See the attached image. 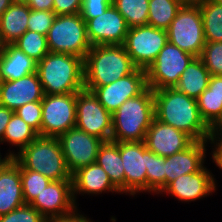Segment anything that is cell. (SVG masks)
<instances>
[{"label":"cell","mask_w":222,"mask_h":222,"mask_svg":"<svg viewBox=\"0 0 222 222\" xmlns=\"http://www.w3.org/2000/svg\"><path fill=\"white\" fill-rule=\"evenodd\" d=\"M155 118L189 135L194 141H210L211 128L201 118L197 101L174 88L153 90Z\"/></svg>","instance_id":"cell-1"},{"label":"cell","mask_w":222,"mask_h":222,"mask_svg":"<svg viewBox=\"0 0 222 222\" xmlns=\"http://www.w3.org/2000/svg\"><path fill=\"white\" fill-rule=\"evenodd\" d=\"M36 72L46 95L84 89V60L78 56L49 52L37 62Z\"/></svg>","instance_id":"cell-2"},{"label":"cell","mask_w":222,"mask_h":222,"mask_svg":"<svg viewBox=\"0 0 222 222\" xmlns=\"http://www.w3.org/2000/svg\"><path fill=\"white\" fill-rule=\"evenodd\" d=\"M155 118L153 90L147 87L138 96L125 101L112 114L113 142L145 141L146 132Z\"/></svg>","instance_id":"cell-3"},{"label":"cell","mask_w":222,"mask_h":222,"mask_svg":"<svg viewBox=\"0 0 222 222\" xmlns=\"http://www.w3.org/2000/svg\"><path fill=\"white\" fill-rule=\"evenodd\" d=\"M136 68L123 45H93L84 59V88L108 85Z\"/></svg>","instance_id":"cell-4"},{"label":"cell","mask_w":222,"mask_h":222,"mask_svg":"<svg viewBox=\"0 0 222 222\" xmlns=\"http://www.w3.org/2000/svg\"><path fill=\"white\" fill-rule=\"evenodd\" d=\"M13 159L20 169L38 172L50 180H72L57 137L39 135Z\"/></svg>","instance_id":"cell-5"},{"label":"cell","mask_w":222,"mask_h":222,"mask_svg":"<svg viewBox=\"0 0 222 222\" xmlns=\"http://www.w3.org/2000/svg\"><path fill=\"white\" fill-rule=\"evenodd\" d=\"M47 45L50 52L71 54L84 60L92 45L81 14L56 16L47 34Z\"/></svg>","instance_id":"cell-6"},{"label":"cell","mask_w":222,"mask_h":222,"mask_svg":"<svg viewBox=\"0 0 222 222\" xmlns=\"http://www.w3.org/2000/svg\"><path fill=\"white\" fill-rule=\"evenodd\" d=\"M168 42L199 57L205 46L201 11L197 3H185L167 29Z\"/></svg>","instance_id":"cell-7"},{"label":"cell","mask_w":222,"mask_h":222,"mask_svg":"<svg viewBox=\"0 0 222 222\" xmlns=\"http://www.w3.org/2000/svg\"><path fill=\"white\" fill-rule=\"evenodd\" d=\"M194 58L192 54L168 42L145 70L147 87L152 90L174 88Z\"/></svg>","instance_id":"cell-8"},{"label":"cell","mask_w":222,"mask_h":222,"mask_svg":"<svg viewBox=\"0 0 222 222\" xmlns=\"http://www.w3.org/2000/svg\"><path fill=\"white\" fill-rule=\"evenodd\" d=\"M167 43V30L147 24L129 28L123 46L133 64L146 70Z\"/></svg>","instance_id":"cell-9"},{"label":"cell","mask_w":222,"mask_h":222,"mask_svg":"<svg viewBox=\"0 0 222 222\" xmlns=\"http://www.w3.org/2000/svg\"><path fill=\"white\" fill-rule=\"evenodd\" d=\"M41 136L58 137L76 126V93L44 94Z\"/></svg>","instance_id":"cell-10"},{"label":"cell","mask_w":222,"mask_h":222,"mask_svg":"<svg viewBox=\"0 0 222 222\" xmlns=\"http://www.w3.org/2000/svg\"><path fill=\"white\" fill-rule=\"evenodd\" d=\"M75 127L104 142L111 141L112 114L85 88L76 93Z\"/></svg>","instance_id":"cell-11"},{"label":"cell","mask_w":222,"mask_h":222,"mask_svg":"<svg viewBox=\"0 0 222 222\" xmlns=\"http://www.w3.org/2000/svg\"><path fill=\"white\" fill-rule=\"evenodd\" d=\"M57 138L64 154L66 166L71 174L81 167L95 163L99 148L104 142L76 127L69 129Z\"/></svg>","instance_id":"cell-12"},{"label":"cell","mask_w":222,"mask_h":222,"mask_svg":"<svg viewBox=\"0 0 222 222\" xmlns=\"http://www.w3.org/2000/svg\"><path fill=\"white\" fill-rule=\"evenodd\" d=\"M146 88V72L136 68L131 74L108 85L85 89L92 91L100 104L113 114L125 101L138 96Z\"/></svg>","instance_id":"cell-13"},{"label":"cell","mask_w":222,"mask_h":222,"mask_svg":"<svg viewBox=\"0 0 222 222\" xmlns=\"http://www.w3.org/2000/svg\"><path fill=\"white\" fill-rule=\"evenodd\" d=\"M119 151L124 167L125 194L146 193L148 148L145 142H119Z\"/></svg>","instance_id":"cell-14"},{"label":"cell","mask_w":222,"mask_h":222,"mask_svg":"<svg viewBox=\"0 0 222 222\" xmlns=\"http://www.w3.org/2000/svg\"><path fill=\"white\" fill-rule=\"evenodd\" d=\"M30 205L46 219L73 213L77 206L73 199L72 180H51Z\"/></svg>","instance_id":"cell-15"},{"label":"cell","mask_w":222,"mask_h":222,"mask_svg":"<svg viewBox=\"0 0 222 222\" xmlns=\"http://www.w3.org/2000/svg\"><path fill=\"white\" fill-rule=\"evenodd\" d=\"M87 37L93 45H123L129 27L126 20L111 4L103 14L86 22Z\"/></svg>","instance_id":"cell-16"},{"label":"cell","mask_w":222,"mask_h":222,"mask_svg":"<svg viewBox=\"0 0 222 222\" xmlns=\"http://www.w3.org/2000/svg\"><path fill=\"white\" fill-rule=\"evenodd\" d=\"M205 166L196 173L179 176L170 182L160 194L175 197L178 201L191 202L203 199L216 191V179Z\"/></svg>","instance_id":"cell-17"},{"label":"cell","mask_w":222,"mask_h":222,"mask_svg":"<svg viewBox=\"0 0 222 222\" xmlns=\"http://www.w3.org/2000/svg\"><path fill=\"white\" fill-rule=\"evenodd\" d=\"M144 142L156 155L168 157L185 150L194 140L183 131L154 118Z\"/></svg>","instance_id":"cell-18"},{"label":"cell","mask_w":222,"mask_h":222,"mask_svg":"<svg viewBox=\"0 0 222 222\" xmlns=\"http://www.w3.org/2000/svg\"><path fill=\"white\" fill-rule=\"evenodd\" d=\"M44 92L37 72L20 79L0 82V105L17 110L19 107L35 101H42Z\"/></svg>","instance_id":"cell-19"},{"label":"cell","mask_w":222,"mask_h":222,"mask_svg":"<svg viewBox=\"0 0 222 222\" xmlns=\"http://www.w3.org/2000/svg\"><path fill=\"white\" fill-rule=\"evenodd\" d=\"M210 141H194L185 150L165 157V187L181 175L196 173L204 167Z\"/></svg>","instance_id":"cell-20"},{"label":"cell","mask_w":222,"mask_h":222,"mask_svg":"<svg viewBox=\"0 0 222 222\" xmlns=\"http://www.w3.org/2000/svg\"><path fill=\"white\" fill-rule=\"evenodd\" d=\"M73 199L77 206V194L90 196L105 192H121L112 184L108 174L96 162L79 168L72 174Z\"/></svg>","instance_id":"cell-21"},{"label":"cell","mask_w":222,"mask_h":222,"mask_svg":"<svg viewBox=\"0 0 222 222\" xmlns=\"http://www.w3.org/2000/svg\"><path fill=\"white\" fill-rule=\"evenodd\" d=\"M24 204L20 166L12 159L0 172V216Z\"/></svg>","instance_id":"cell-22"},{"label":"cell","mask_w":222,"mask_h":222,"mask_svg":"<svg viewBox=\"0 0 222 222\" xmlns=\"http://www.w3.org/2000/svg\"><path fill=\"white\" fill-rule=\"evenodd\" d=\"M36 67L37 62L14 44L3 46L0 55V81L20 79L30 73H35Z\"/></svg>","instance_id":"cell-23"},{"label":"cell","mask_w":222,"mask_h":222,"mask_svg":"<svg viewBox=\"0 0 222 222\" xmlns=\"http://www.w3.org/2000/svg\"><path fill=\"white\" fill-rule=\"evenodd\" d=\"M30 10L25 3H12L0 16V39L3 45L13 44L28 30Z\"/></svg>","instance_id":"cell-24"},{"label":"cell","mask_w":222,"mask_h":222,"mask_svg":"<svg viewBox=\"0 0 222 222\" xmlns=\"http://www.w3.org/2000/svg\"><path fill=\"white\" fill-rule=\"evenodd\" d=\"M196 101L201 118L212 129L222 119V75L211 76Z\"/></svg>","instance_id":"cell-25"},{"label":"cell","mask_w":222,"mask_h":222,"mask_svg":"<svg viewBox=\"0 0 222 222\" xmlns=\"http://www.w3.org/2000/svg\"><path fill=\"white\" fill-rule=\"evenodd\" d=\"M108 174L112 184L125 193V175L123 161L119 151V142L106 141L100 146L96 161Z\"/></svg>","instance_id":"cell-26"},{"label":"cell","mask_w":222,"mask_h":222,"mask_svg":"<svg viewBox=\"0 0 222 222\" xmlns=\"http://www.w3.org/2000/svg\"><path fill=\"white\" fill-rule=\"evenodd\" d=\"M210 73L199 57H195L182 73L175 88L188 97L197 99L208 88Z\"/></svg>","instance_id":"cell-27"},{"label":"cell","mask_w":222,"mask_h":222,"mask_svg":"<svg viewBox=\"0 0 222 222\" xmlns=\"http://www.w3.org/2000/svg\"><path fill=\"white\" fill-rule=\"evenodd\" d=\"M201 11L205 42L222 41V5L213 0L197 3Z\"/></svg>","instance_id":"cell-28"},{"label":"cell","mask_w":222,"mask_h":222,"mask_svg":"<svg viewBox=\"0 0 222 222\" xmlns=\"http://www.w3.org/2000/svg\"><path fill=\"white\" fill-rule=\"evenodd\" d=\"M183 4L181 0H149L147 24L167 30Z\"/></svg>","instance_id":"cell-29"},{"label":"cell","mask_w":222,"mask_h":222,"mask_svg":"<svg viewBox=\"0 0 222 222\" xmlns=\"http://www.w3.org/2000/svg\"><path fill=\"white\" fill-rule=\"evenodd\" d=\"M38 136L39 134L31 126L16 113H13L0 144L9 143L17 147V151L20 152Z\"/></svg>","instance_id":"cell-30"},{"label":"cell","mask_w":222,"mask_h":222,"mask_svg":"<svg viewBox=\"0 0 222 222\" xmlns=\"http://www.w3.org/2000/svg\"><path fill=\"white\" fill-rule=\"evenodd\" d=\"M112 5L124 17L129 28L147 25L149 0H112Z\"/></svg>","instance_id":"cell-31"},{"label":"cell","mask_w":222,"mask_h":222,"mask_svg":"<svg viewBox=\"0 0 222 222\" xmlns=\"http://www.w3.org/2000/svg\"><path fill=\"white\" fill-rule=\"evenodd\" d=\"M13 44L36 62L42 60L50 52L47 36L30 30H27Z\"/></svg>","instance_id":"cell-32"},{"label":"cell","mask_w":222,"mask_h":222,"mask_svg":"<svg viewBox=\"0 0 222 222\" xmlns=\"http://www.w3.org/2000/svg\"><path fill=\"white\" fill-rule=\"evenodd\" d=\"M146 169V192L160 194L165 188V157L156 155L148 149Z\"/></svg>","instance_id":"cell-33"},{"label":"cell","mask_w":222,"mask_h":222,"mask_svg":"<svg viewBox=\"0 0 222 222\" xmlns=\"http://www.w3.org/2000/svg\"><path fill=\"white\" fill-rule=\"evenodd\" d=\"M20 176L25 204H30L51 181L44 175L27 169H20Z\"/></svg>","instance_id":"cell-34"},{"label":"cell","mask_w":222,"mask_h":222,"mask_svg":"<svg viewBox=\"0 0 222 222\" xmlns=\"http://www.w3.org/2000/svg\"><path fill=\"white\" fill-rule=\"evenodd\" d=\"M199 58L211 76L222 75V41L206 42Z\"/></svg>","instance_id":"cell-35"},{"label":"cell","mask_w":222,"mask_h":222,"mask_svg":"<svg viewBox=\"0 0 222 222\" xmlns=\"http://www.w3.org/2000/svg\"><path fill=\"white\" fill-rule=\"evenodd\" d=\"M0 222H46V218L30 204H24L1 215Z\"/></svg>","instance_id":"cell-36"},{"label":"cell","mask_w":222,"mask_h":222,"mask_svg":"<svg viewBox=\"0 0 222 222\" xmlns=\"http://www.w3.org/2000/svg\"><path fill=\"white\" fill-rule=\"evenodd\" d=\"M29 126L41 136L42 103L41 101L29 102L14 111Z\"/></svg>","instance_id":"cell-37"},{"label":"cell","mask_w":222,"mask_h":222,"mask_svg":"<svg viewBox=\"0 0 222 222\" xmlns=\"http://www.w3.org/2000/svg\"><path fill=\"white\" fill-rule=\"evenodd\" d=\"M55 17L54 11L30 10L28 30L47 36Z\"/></svg>","instance_id":"cell-38"},{"label":"cell","mask_w":222,"mask_h":222,"mask_svg":"<svg viewBox=\"0 0 222 222\" xmlns=\"http://www.w3.org/2000/svg\"><path fill=\"white\" fill-rule=\"evenodd\" d=\"M112 4V0H83L81 16L85 22L105 12Z\"/></svg>","instance_id":"cell-39"},{"label":"cell","mask_w":222,"mask_h":222,"mask_svg":"<svg viewBox=\"0 0 222 222\" xmlns=\"http://www.w3.org/2000/svg\"><path fill=\"white\" fill-rule=\"evenodd\" d=\"M83 0H54L53 11L56 16L80 14Z\"/></svg>","instance_id":"cell-40"},{"label":"cell","mask_w":222,"mask_h":222,"mask_svg":"<svg viewBox=\"0 0 222 222\" xmlns=\"http://www.w3.org/2000/svg\"><path fill=\"white\" fill-rule=\"evenodd\" d=\"M210 144L214 146L212 160H222V132H211Z\"/></svg>","instance_id":"cell-41"},{"label":"cell","mask_w":222,"mask_h":222,"mask_svg":"<svg viewBox=\"0 0 222 222\" xmlns=\"http://www.w3.org/2000/svg\"><path fill=\"white\" fill-rule=\"evenodd\" d=\"M46 222H93L91 219L78 213V208L71 214L62 217H53L46 219Z\"/></svg>","instance_id":"cell-42"},{"label":"cell","mask_w":222,"mask_h":222,"mask_svg":"<svg viewBox=\"0 0 222 222\" xmlns=\"http://www.w3.org/2000/svg\"><path fill=\"white\" fill-rule=\"evenodd\" d=\"M14 111L5 106L0 105V143L2 142L6 126L9 123Z\"/></svg>","instance_id":"cell-43"},{"label":"cell","mask_w":222,"mask_h":222,"mask_svg":"<svg viewBox=\"0 0 222 222\" xmlns=\"http://www.w3.org/2000/svg\"><path fill=\"white\" fill-rule=\"evenodd\" d=\"M54 0H28L27 5L31 10L53 11Z\"/></svg>","instance_id":"cell-44"},{"label":"cell","mask_w":222,"mask_h":222,"mask_svg":"<svg viewBox=\"0 0 222 222\" xmlns=\"http://www.w3.org/2000/svg\"><path fill=\"white\" fill-rule=\"evenodd\" d=\"M9 151L3 158L0 153V172L6 167V165L13 159V157L16 155L15 150H7Z\"/></svg>","instance_id":"cell-45"},{"label":"cell","mask_w":222,"mask_h":222,"mask_svg":"<svg viewBox=\"0 0 222 222\" xmlns=\"http://www.w3.org/2000/svg\"><path fill=\"white\" fill-rule=\"evenodd\" d=\"M12 4L11 0H0V16Z\"/></svg>","instance_id":"cell-46"},{"label":"cell","mask_w":222,"mask_h":222,"mask_svg":"<svg viewBox=\"0 0 222 222\" xmlns=\"http://www.w3.org/2000/svg\"><path fill=\"white\" fill-rule=\"evenodd\" d=\"M211 132H222V119L212 128Z\"/></svg>","instance_id":"cell-47"},{"label":"cell","mask_w":222,"mask_h":222,"mask_svg":"<svg viewBox=\"0 0 222 222\" xmlns=\"http://www.w3.org/2000/svg\"><path fill=\"white\" fill-rule=\"evenodd\" d=\"M213 162L216 164V166L222 170V160H213Z\"/></svg>","instance_id":"cell-48"},{"label":"cell","mask_w":222,"mask_h":222,"mask_svg":"<svg viewBox=\"0 0 222 222\" xmlns=\"http://www.w3.org/2000/svg\"><path fill=\"white\" fill-rule=\"evenodd\" d=\"M181 1L185 4V3H198L201 0H181Z\"/></svg>","instance_id":"cell-49"},{"label":"cell","mask_w":222,"mask_h":222,"mask_svg":"<svg viewBox=\"0 0 222 222\" xmlns=\"http://www.w3.org/2000/svg\"><path fill=\"white\" fill-rule=\"evenodd\" d=\"M11 1H12V3H25V4H27L28 0H11Z\"/></svg>","instance_id":"cell-50"},{"label":"cell","mask_w":222,"mask_h":222,"mask_svg":"<svg viewBox=\"0 0 222 222\" xmlns=\"http://www.w3.org/2000/svg\"><path fill=\"white\" fill-rule=\"evenodd\" d=\"M3 46H4V45L2 44L1 39H0V55H1V53H2Z\"/></svg>","instance_id":"cell-51"},{"label":"cell","mask_w":222,"mask_h":222,"mask_svg":"<svg viewBox=\"0 0 222 222\" xmlns=\"http://www.w3.org/2000/svg\"><path fill=\"white\" fill-rule=\"evenodd\" d=\"M213 1H215L216 3H218V4H221V5H222V0H213Z\"/></svg>","instance_id":"cell-52"}]
</instances>
